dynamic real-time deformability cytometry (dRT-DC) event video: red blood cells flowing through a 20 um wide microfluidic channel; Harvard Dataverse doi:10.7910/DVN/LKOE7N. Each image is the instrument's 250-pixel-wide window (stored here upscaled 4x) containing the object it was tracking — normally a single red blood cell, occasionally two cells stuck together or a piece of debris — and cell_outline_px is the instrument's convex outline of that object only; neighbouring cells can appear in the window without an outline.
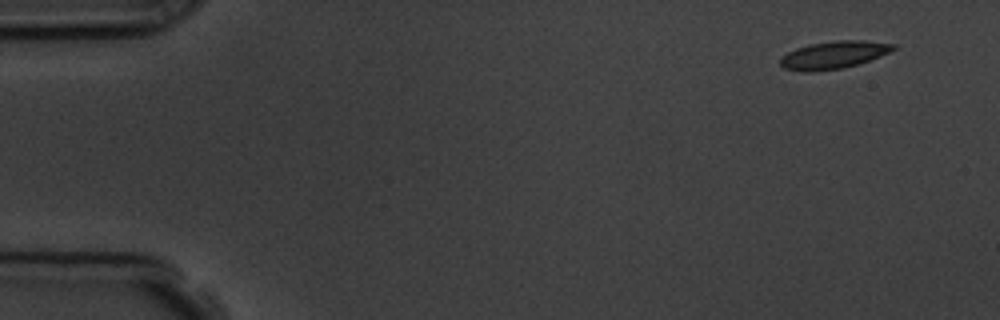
{"species": "common noctule bat (a hibernating species)", "species_latin": "Nyctalus noctula", "temperature_condition": "room temperature", "stored_images_in_passage": 5, "camera_frame_rate_fps": 3000, "um_per_image_px": 0.085, "animal": {"sex": "male", "body_mass_g": 19.5, "forearm_length_mm": 54.6}, "frame": {"image": 1, "passage_image": 1, "time_ms": 0.0, "image_size_px": [1000, 320], "cell_outline_px": [[896, 48], [880, 56], [856, 64], [840, 68], [812, 72], [800, 72], [784, 68], [780, 64], [780, 60], [788, 52], [796, 48], [808, 44], [836, 40], [864, 40], [896, 44]], "centroid_in_image_um": [70.84, 4.66], "position_along_channel_um": 14.2, "area_um2": 18.03}}
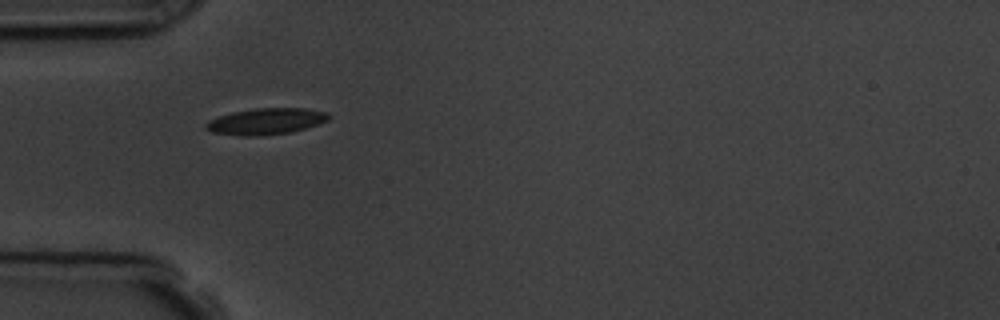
{"frame": {"image": 2, "passage_image": 4, "time_ms": 4.333, "image_size_px": [1000, 320], "cell_outline_px": [[332, 116], [328, 120], [292, 132], [256, 136], [248, 136], [212, 132], [204, 128], [204, 124], [208, 120], [216, 116], [232, 112], [256, 108], [304, 108], [328, 112]], "centroid_in_image_um": [22.58, 10.3], "position_along_channel_um": 62.4, "area_um2": 18.84}}